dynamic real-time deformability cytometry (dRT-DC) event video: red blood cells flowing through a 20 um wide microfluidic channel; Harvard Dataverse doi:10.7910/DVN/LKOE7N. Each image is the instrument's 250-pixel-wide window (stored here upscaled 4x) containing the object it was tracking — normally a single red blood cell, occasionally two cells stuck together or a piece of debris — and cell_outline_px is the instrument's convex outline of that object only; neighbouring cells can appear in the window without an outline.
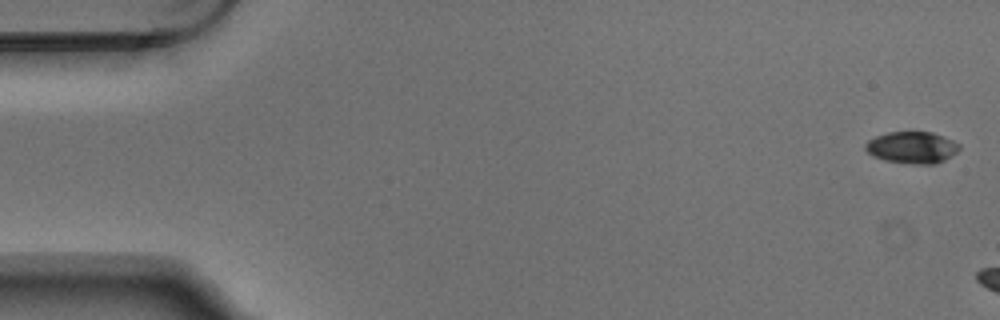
{"species": "Egyptian fruit bat (a non-hibernating species)", "species_latin": "Rousettus aegyptiacus", "temperature_condition": "warm", "stored_images_in_passage": 2, "camera_frame_rate_fps": 3000, "um_per_image_px": 0.085, "animal": {"sex": "male"}, "frame": {"image": 1, "passage_image": 1, "time_ms": 0.0, "image_size_px": [1000, 320], "cell_outline_px": [[960, 148], [956, 152], [944, 160], [936, 164], [916, 164], [884, 160], [872, 156], [864, 148], [864, 144], [868, 140], [876, 136], [888, 132], [912, 128], [932, 132], [952, 140], [960, 144]], "centroid_in_image_um": [77.5, 12.48], "position_along_channel_um": 7.5, "area_um2": 17.98}}